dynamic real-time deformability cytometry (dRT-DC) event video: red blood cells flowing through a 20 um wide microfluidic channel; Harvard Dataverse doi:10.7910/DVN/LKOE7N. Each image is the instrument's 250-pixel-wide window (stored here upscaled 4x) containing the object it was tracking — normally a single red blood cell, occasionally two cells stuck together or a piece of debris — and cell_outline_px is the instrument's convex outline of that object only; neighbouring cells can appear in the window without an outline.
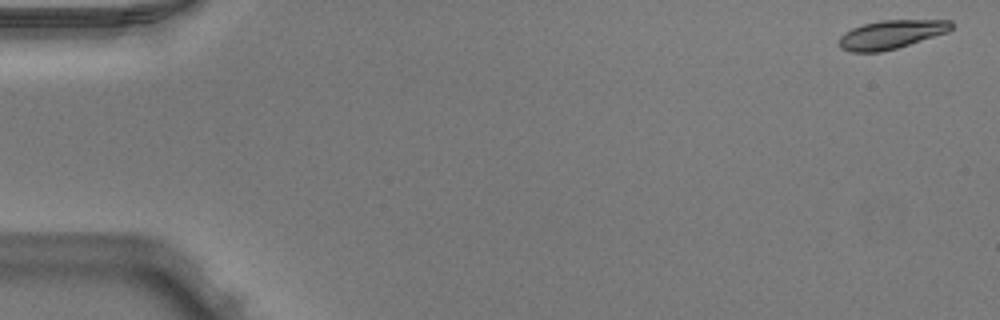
{"species": "Egyptian fruit bat (a non-hibernating species)", "species_latin": "Rousettus aegyptiacus", "temperature_condition": "warm", "stored_images_in_passage": 51, "camera_frame_rate_fps": 3000, "um_per_image_px": 0.085, "animal": {"sex": "male"}, "frame": {"image": 1, "passage_image": 1, "time_ms": 0.0, "image_size_px": [1000, 320], "cell_outline_px": [[952, 28], [948, 32], [896, 48], [880, 52], [848, 52], [840, 48], [840, 36], [844, 32], [852, 28], [864, 24], [880, 20], [952, 20]], "centroid_in_image_um": [75.73, 2.93], "position_along_channel_um": 9.3, "area_um2": 18.67}}
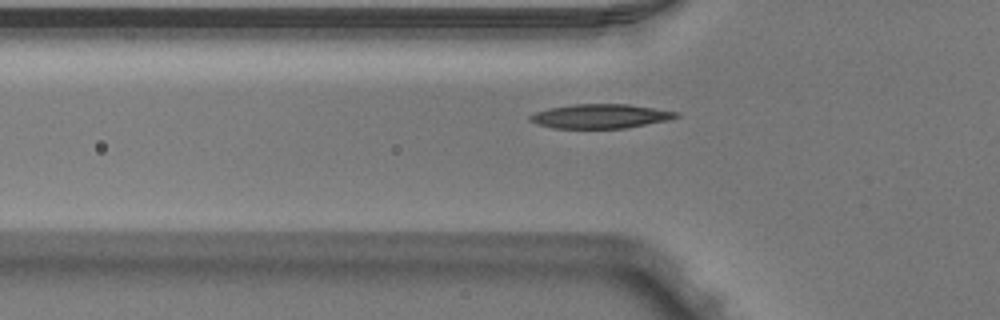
{"frame": {"image": 2, "passage_image": 17, "time_ms": 5.333, "image_size_px": [1000, 320], "cell_outline_px": [[680, 116], [668, 120], [624, 128], [552, 128], [536, 124], [528, 120], [528, 116], [536, 112], [548, 108], [572, 104], [628, 104], [680, 112]], "centroid_in_image_um": [51.01, 9.87], "position_along_channel_um": 74.8, "area_um2": 20.69}}
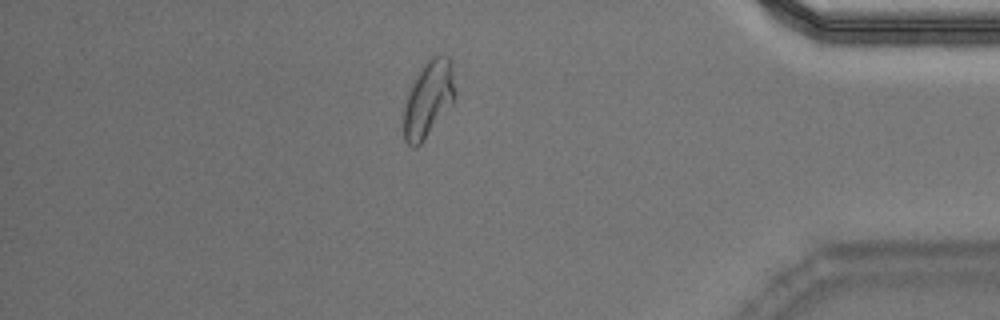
{"frame": {"image": 3, "passage_image": 44, "time_ms": 14.333, "image_size_px": [1000, 320], "cell_outline_px": [[456, 92], [452, 104], [420, 144], [416, 148], [412, 148], [404, 140], [404, 108], [408, 92], [412, 80], [424, 64], [432, 56], [448, 56], [452, 60]], "centroid_in_image_um": [36.42, 8.39], "position_along_channel_um": 398.8, "area_um2": 22.89}, "authors_computed_cell_mechanics": {"area_um2": 19.652, "velocity_mm_per_s": 3.9572, "shape_relaxation_time_tau1_ms": 6.7839, "shape_relaxation_time_tau2_ms": 2.2427, "deformation_change_tau1": 0.223, "deformation_change_tau2": 0.0903}}